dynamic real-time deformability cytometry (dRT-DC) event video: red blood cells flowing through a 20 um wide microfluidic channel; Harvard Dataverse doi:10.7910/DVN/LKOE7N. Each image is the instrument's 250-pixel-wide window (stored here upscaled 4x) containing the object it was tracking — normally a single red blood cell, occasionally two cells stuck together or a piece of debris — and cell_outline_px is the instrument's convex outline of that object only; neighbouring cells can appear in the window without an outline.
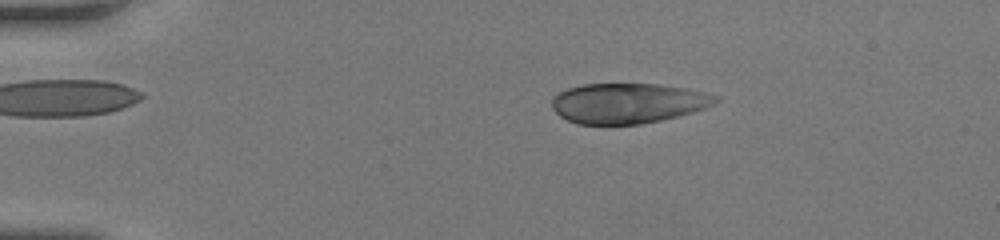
{"species": "human", "species_latin": "Homo sapiens", "temperature_condition": "room temperature", "stored_images_in_passage": 42, "camera_frame_rate_fps": 3000, "um_per_image_px": 0.085, "donor": {"sex": "female"}, "frame": {"image": 1, "passage_image": 3, "time_ms": 0.667, "image_size_px": [1000, 240], "cell_outline_px": [[720, 100], [716, 104], [692, 112], [660, 120], [640, 124], [576, 124], [560, 116], [552, 108], [552, 96], [568, 88], [584, 84], [656, 84], [688, 88], [720, 96]], "centroid_in_image_um": [53.39, 8.76], "position_along_channel_um": 31.6, "area_um2": 38.38}}
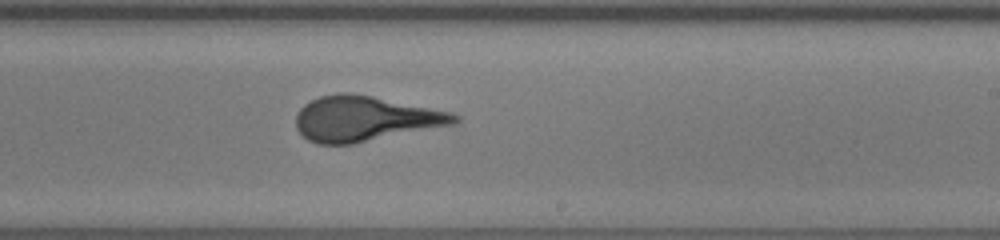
{"frame": {"image": 2, "passage_image": 24, "time_ms": 7.667, "image_size_px": [1000, 240], "cell_outline_px": [[460, 124], [352, 144], [316, 144], [308, 140], [296, 128], [296, 112], [304, 104], [320, 96], [340, 92], [352, 92], [452, 112], [460, 116]], "centroid_in_image_um": [31.07, 10.09], "position_along_channel_um": 257.9, "area_um2": 42.19}}
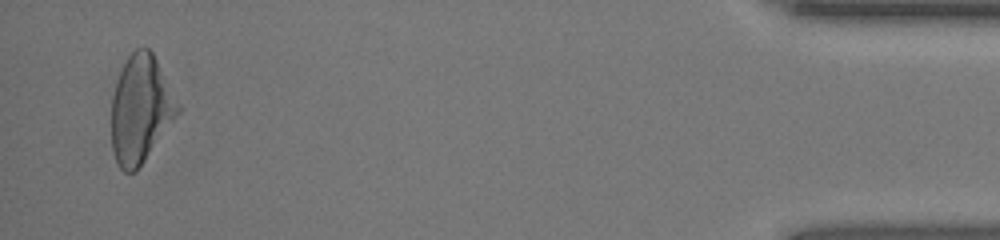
{"frame": {"image": 3, "passage_image": 41, "time_ms": 13.333, "image_size_px": [1000, 240], "cell_outline_px": [[180, 112], [136, 172], [124, 172], [116, 164], [112, 148], [112, 96], [120, 72], [128, 56], [136, 48], [148, 48], [152, 52], [180, 104]], "centroid_in_image_um": [11.95, 9.31], "position_along_channel_um": 423.2, "area_um2": 41.33}}